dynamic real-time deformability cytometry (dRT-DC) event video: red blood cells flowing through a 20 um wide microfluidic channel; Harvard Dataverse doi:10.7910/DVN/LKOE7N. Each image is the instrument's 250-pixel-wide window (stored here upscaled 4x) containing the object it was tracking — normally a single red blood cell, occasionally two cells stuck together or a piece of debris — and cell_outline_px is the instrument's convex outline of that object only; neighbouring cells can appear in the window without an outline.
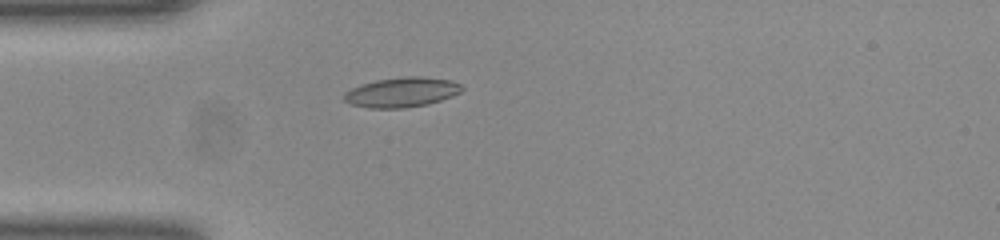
{"species": "common noctule bat (a hibernating species)", "species_latin": "Nyctalus noctula", "temperature_condition": "room temperature", "stored_images_in_passage": 38, "camera_frame_rate_fps": 3000, "um_per_image_px": 0.085, "animal": {"sex": "female", "body_mass_g": 23.0, "forearm_length_mm": 53.4}, "frame": {"image": 1, "passage_image": 1, "time_ms": 0.0, "image_size_px": [1000, 240], "cell_outline_px": [[464, 88], [460, 92], [452, 96], [428, 104], [404, 108], [368, 108], [352, 104], [344, 100], [344, 92], [360, 84], [376, 80], [404, 76], [420, 76], [452, 80], [460, 84]], "centroid_in_image_um": [34.15, 7.83], "position_along_channel_um": 50.9, "area_um2": 20.52}}
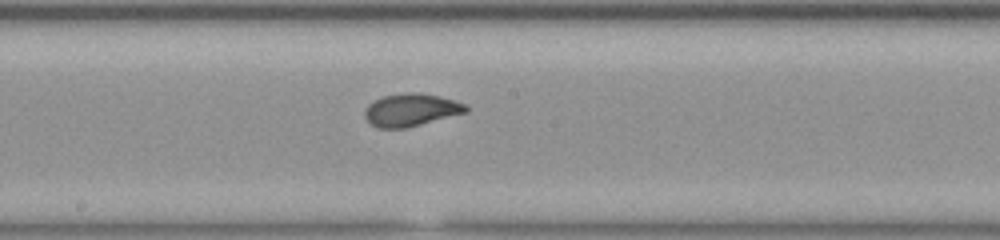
{"frame": {"image": 2, "passage_image": 14, "time_ms": 4.333, "image_size_px": [1000, 240], "cell_outline_px": [[468, 112], [404, 128], [376, 128], [364, 116], [364, 112], [368, 104], [384, 96], [404, 92], [420, 92], [440, 96], [464, 104], [468, 108]], "centroid_in_image_um": [34.92, 9.33], "position_along_channel_um": 213.3, "area_um2": 19.07}}
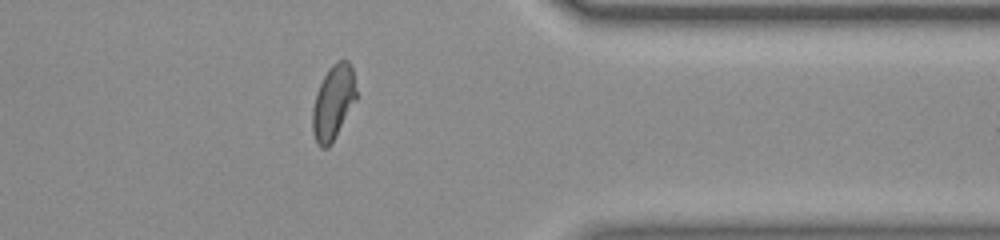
{"frame": {"image": 3, "passage_image": 28, "time_ms": 9.0, "image_size_px": [1000, 240], "cell_outline_px": [[356, 100], [328, 148], [320, 148], [316, 144], [312, 132], [312, 108], [316, 92], [328, 68], [336, 60], [348, 60], [352, 68], [356, 88]], "centroid_in_image_um": [28.3, 8.69], "position_along_channel_um": 383.1, "area_um2": 19.02}, "authors_computed_cell_mechanics": {"area_um2": 19.1318, "velocity_mm_per_s": 3.9475, "shape_relaxation_time_tau1_ms": 4.6486, "shape_relaxation_time_tau2_ms": 0.9311, "deformation_change_tau1": 0.1627, "deformation_change_tau2": 0.0518}}